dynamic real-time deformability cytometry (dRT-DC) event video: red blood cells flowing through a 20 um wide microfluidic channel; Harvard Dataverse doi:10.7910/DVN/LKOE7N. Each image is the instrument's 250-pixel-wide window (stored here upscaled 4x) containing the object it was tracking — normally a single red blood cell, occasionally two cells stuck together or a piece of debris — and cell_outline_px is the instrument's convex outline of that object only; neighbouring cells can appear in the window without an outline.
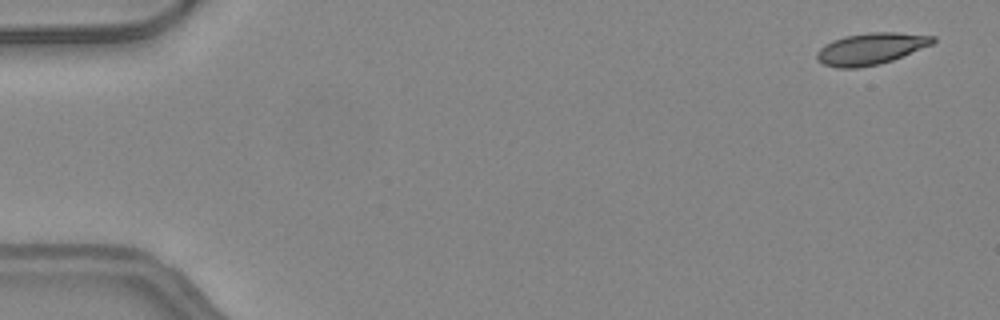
{"species": "common noctule bat (a hibernating species)", "species_latin": "Nyctalus noctula", "temperature_condition": "warm", "stored_images_in_passage": 49, "camera_frame_rate_fps": 3000, "um_per_image_px": 0.085, "animal": {"sex": "female", "body_mass_g": 24.6, "forearm_length_mm": 56.2}, "frame": {"image": 1, "passage_image": 2, "time_ms": 0.333, "image_size_px": [1000, 320], "cell_outline_px": [[936, 40], [932, 44], [892, 60], [880, 64], [856, 68], [836, 68], [824, 64], [816, 60], [816, 52], [820, 48], [832, 40], [844, 36], [868, 32], [896, 32], [936, 36]], "centroid_in_image_um": [73.99, 4.14], "position_along_channel_um": 11.0, "area_um2": 21.44}}
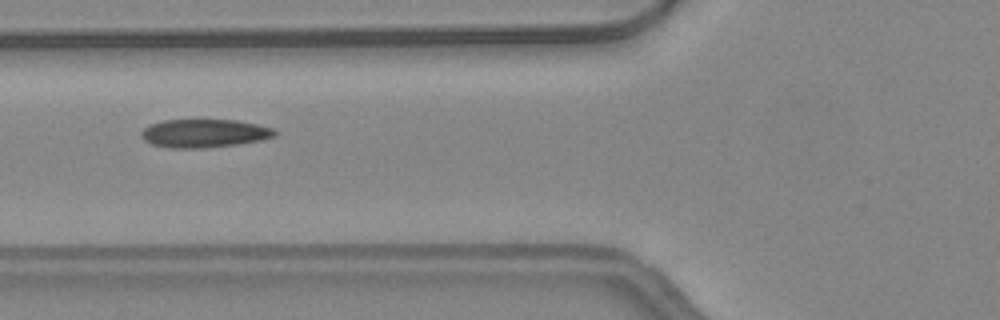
{"frame": {"image": 2, "passage_image": 19, "time_ms": 6.0, "image_size_px": [1000, 320], "cell_outline_px": [[276, 136], [260, 140], [236, 144], [204, 148], [168, 148], [152, 144], [144, 140], [140, 136], [140, 132], [148, 124], [164, 120], [236, 120], [256, 124], [272, 128], [276, 132]], "centroid_in_image_um": [17.3, 11.33], "position_along_channel_um": 108.5, "area_um2": 22.02}}
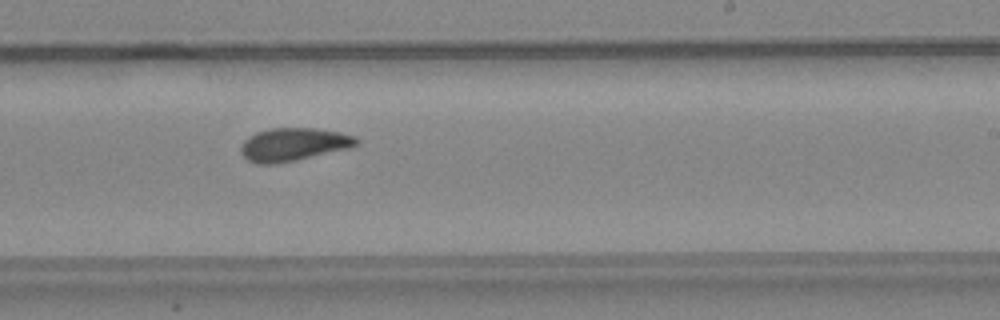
{"frame": {"image": 3, "passage_image": 30, "time_ms": 9.667, "image_size_px": [1000, 320], "cell_outline_px": [[360, 140], [356, 144], [348, 148], [296, 160], [276, 164], [256, 164], [248, 160], [240, 152], [240, 148], [244, 140], [248, 136], [256, 132], [268, 128], [316, 128], [340, 132], [356, 136]], "centroid_in_image_um": [24.91, 12.27], "position_along_channel_um": 264.1, "area_um2": 22.31}, "authors_computed_cell_mechanics": {"area_um2": 21.675, "velocity_mm_per_s": 4.2392, "shape_relaxation_time_tau1_ms": 6.6672, "shape_relaxation_time_tau2_ms": 2.0124, "deformation_change_tau1": 0.1809, "deformation_change_tau2": 0.0694}}